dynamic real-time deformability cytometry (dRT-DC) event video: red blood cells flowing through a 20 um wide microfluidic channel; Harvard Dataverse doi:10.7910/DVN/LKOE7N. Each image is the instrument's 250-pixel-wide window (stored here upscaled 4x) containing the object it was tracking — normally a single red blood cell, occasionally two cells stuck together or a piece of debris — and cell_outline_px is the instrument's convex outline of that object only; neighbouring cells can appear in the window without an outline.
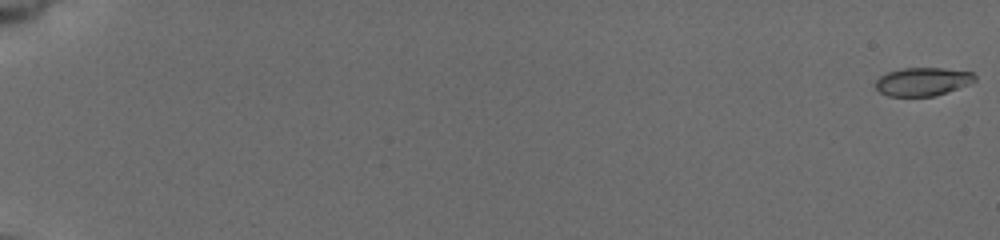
{"species": "common noctule bat (a hibernating species)", "species_latin": "Nyctalus noctula", "temperature_condition": "cold", "stored_images_in_passage": 33, "camera_frame_rate_fps": 3000, "um_per_image_px": 0.085, "animal": {"sex": "female", "body_mass_g": 19.5, "forearm_length_mm": 54.1}, "frame": {"image": 1, "passage_image": 1, "time_ms": 0.0, "image_size_px": [1000, 240], "cell_outline_px": [[976, 80], [968, 84], [936, 96], [888, 96], [880, 92], [876, 88], [876, 80], [880, 76], [888, 72], [900, 68], [944, 68], [972, 72], [976, 76]], "centroid_in_image_um": [78.42, 6.93], "position_along_channel_um": 6.6, "area_um2": 16.36}}
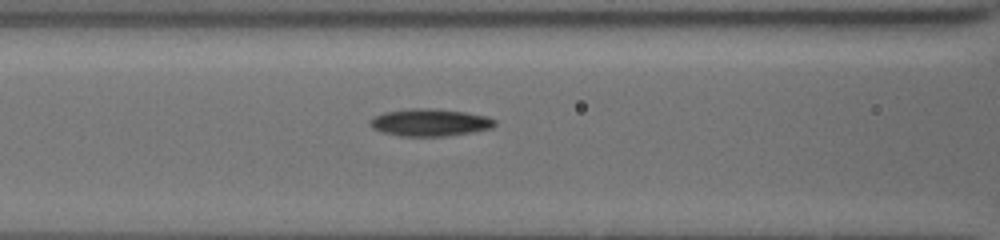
{"frame": {"image": 2, "passage_image": 28, "time_ms": 9.0, "image_size_px": [1000, 240], "cell_outline_px": [[496, 124], [492, 128], [472, 132], [444, 136], [400, 136], [380, 132], [372, 128], [368, 124], [368, 120], [372, 116], [384, 112], [412, 108], [432, 108], [464, 112], [488, 116], [496, 120]], "centroid_in_image_um": [36.49, 10.41], "position_along_channel_um": 130.1, "area_um2": 20.11}}
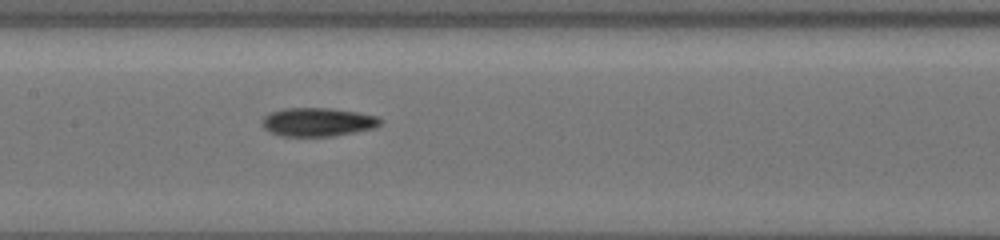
{"frame": {"image": 3, "passage_image": 32, "time_ms": 10.333, "image_size_px": [1000, 240], "cell_outline_px": [[384, 120], [376, 128], [332, 136], [280, 136], [264, 128], [260, 124], [260, 120], [268, 112], [284, 108], [328, 108], [356, 112], [380, 116]], "centroid_in_image_um": [27.0, 10.36], "position_along_channel_um": 180.4, "area_um2": 19.94}}